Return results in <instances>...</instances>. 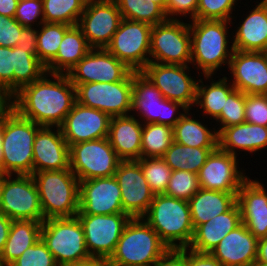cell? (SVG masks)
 I'll return each mask as SVG.
<instances>
[{
    "mask_svg": "<svg viewBox=\"0 0 267 266\" xmlns=\"http://www.w3.org/2000/svg\"><path fill=\"white\" fill-rule=\"evenodd\" d=\"M122 19L114 0H87L78 26L91 48H106Z\"/></svg>",
    "mask_w": 267,
    "mask_h": 266,
    "instance_id": "e0dca14e",
    "label": "cell"
},
{
    "mask_svg": "<svg viewBox=\"0 0 267 266\" xmlns=\"http://www.w3.org/2000/svg\"><path fill=\"white\" fill-rule=\"evenodd\" d=\"M238 0H199L196 19L232 21Z\"/></svg>",
    "mask_w": 267,
    "mask_h": 266,
    "instance_id": "ee69618b",
    "label": "cell"
},
{
    "mask_svg": "<svg viewBox=\"0 0 267 266\" xmlns=\"http://www.w3.org/2000/svg\"><path fill=\"white\" fill-rule=\"evenodd\" d=\"M217 138L218 148L224 152L237 156L239 149L255 154L267 148V127L243 122L223 128Z\"/></svg>",
    "mask_w": 267,
    "mask_h": 266,
    "instance_id": "83f0119b",
    "label": "cell"
},
{
    "mask_svg": "<svg viewBox=\"0 0 267 266\" xmlns=\"http://www.w3.org/2000/svg\"><path fill=\"white\" fill-rule=\"evenodd\" d=\"M228 69L235 89L244 94H267V52L234 50Z\"/></svg>",
    "mask_w": 267,
    "mask_h": 266,
    "instance_id": "603a6c76",
    "label": "cell"
},
{
    "mask_svg": "<svg viewBox=\"0 0 267 266\" xmlns=\"http://www.w3.org/2000/svg\"><path fill=\"white\" fill-rule=\"evenodd\" d=\"M19 0H0V14L14 18Z\"/></svg>",
    "mask_w": 267,
    "mask_h": 266,
    "instance_id": "11a10c76",
    "label": "cell"
},
{
    "mask_svg": "<svg viewBox=\"0 0 267 266\" xmlns=\"http://www.w3.org/2000/svg\"><path fill=\"white\" fill-rule=\"evenodd\" d=\"M68 266H108L107 261H104L98 257H90L88 259L82 260L74 265Z\"/></svg>",
    "mask_w": 267,
    "mask_h": 266,
    "instance_id": "680465c9",
    "label": "cell"
},
{
    "mask_svg": "<svg viewBox=\"0 0 267 266\" xmlns=\"http://www.w3.org/2000/svg\"><path fill=\"white\" fill-rule=\"evenodd\" d=\"M10 266H59L48 250L45 242L40 239L34 245L27 248L26 251Z\"/></svg>",
    "mask_w": 267,
    "mask_h": 266,
    "instance_id": "f6af8a7d",
    "label": "cell"
},
{
    "mask_svg": "<svg viewBox=\"0 0 267 266\" xmlns=\"http://www.w3.org/2000/svg\"><path fill=\"white\" fill-rule=\"evenodd\" d=\"M260 2L267 10V0H261Z\"/></svg>",
    "mask_w": 267,
    "mask_h": 266,
    "instance_id": "6125c7cd",
    "label": "cell"
},
{
    "mask_svg": "<svg viewBox=\"0 0 267 266\" xmlns=\"http://www.w3.org/2000/svg\"><path fill=\"white\" fill-rule=\"evenodd\" d=\"M249 266H267L265 264L259 263L258 261H254L251 265Z\"/></svg>",
    "mask_w": 267,
    "mask_h": 266,
    "instance_id": "94428289",
    "label": "cell"
},
{
    "mask_svg": "<svg viewBox=\"0 0 267 266\" xmlns=\"http://www.w3.org/2000/svg\"><path fill=\"white\" fill-rule=\"evenodd\" d=\"M24 27L12 17L0 14V46L15 47Z\"/></svg>",
    "mask_w": 267,
    "mask_h": 266,
    "instance_id": "c3c4849f",
    "label": "cell"
},
{
    "mask_svg": "<svg viewBox=\"0 0 267 266\" xmlns=\"http://www.w3.org/2000/svg\"><path fill=\"white\" fill-rule=\"evenodd\" d=\"M152 266H187V248H169Z\"/></svg>",
    "mask_w": 267,
    "mask_h": 266,
    "instance_id": "f907efd6",
    "label": "cell"
},
{
    "mask_svg": "<svg viewBox=\"0 0 267 266\" xmlns=\"http://www.w3.org/2000/svg\"><path fill=\"white\" fill-rule=\"evenodd\" d=\"M46 66L37 58L17 46H0V88L10 97L23 86L40 79Z\"/></svg>",
    "mask_w": 267,
    "mask_h": 266,
    "instance_id": "2e32d148",
    "label": "cell"
},
{
    "mask_svg": "<svg viewBox=\"0 0 267 266\" xmlns=\"http://www.w3.org/2000/svg\"><path fill=\"white\" fill-rule=\"evenodd\" d=\"M237 157L218 147L212 151L198 173L200 188L238 193L248 176H245L243 170H238L240 167Z\"/></svg>",
    "mask_w": 267,
    "mask_h": 266,
    "instance_id": "ffe728a7",
    "label": "cell"
},
{
    "mask_svg": "<svg viewBox=\"0 0 267 266\" xmlns=\"http://www.w3.org/2000/svg\"><path fill=\"white\" fill-rule=\"evenodd\" d=\"M258 239L241 223L210 252L224 266H249L257 258Z\"/></svg>",
    "mask_w": 267,
    "mask_h": 266,
    "instance_id": "484cf974",
    "label": "cell"
},
{
    "mask_svg": "<svg viewBox=\"0 0 267 266\" xmlns=\"http://www.w3.org/2000/svg\"><path fill=\"white\" fill-rule=\"evenodd\" d=\"M2 174L0 213L14 220L43 222L38 189L32 175Z\"/></svg>",
    "mask_w": 267,
    "mask_h": 266,
    "instance_id": "7c38bea8",
    "label": "cell"
},
{
    "mask_svg": "<svg viewBox=\"0 0 267 266\" xmlns=\"http://www.w3.org/2000/svg\"><path fill=\"white\" fill-rule=\"evenodd\" d=\"M41 239L59 266L74 265L91 257L77 216L44 220L41 226Z\"/></svg>",
    "mask_w": 267,
    "mask_h": 266,
    "instance_id": "52a82bcc",
    "label": "cell"
},
{
    "mask_svg": "<svg viewBox=\"0 0 267 266\" xmlns=\"http://www.w3.org/2000/svg\"><path fill=\"white\" fill-rule=\"evenodd\" d=\"M69 157L70 170L79 181L114 176L122 161L108 137L71 145Z\"/></svg>",
    "mask_w": 267,
    "mask_h": 266,
    "instance_id": "30bf717a",
    "label": "cell"
},
{
    "mask_svg": "<svg viewBox=\"0 0 267 266\" xmlns=\"http://www.w3.org/2000/svg\"><path fill=\"white\" fill-rule=\"evenodd\" d=\"M138 161L151 191L155 195L164 194L173 171L170 166L162 157L140 158Z\"/></svg>",
    "mask_w": 267,
    "mask_h": 266,
    "instance_id": "60d3db41",
    "label": "cell"
},
{
    "mask_svg": "<svg viewBox=\"0 0 267 266\" xmlns=\"http://www.w3.org/2000/svg\"><path fill=\"white\" fill-rule=\"evenodd\" d=\"M87 0H43V15L46 23L78 25Z\"/></svg>",
    "mask_w": 267,
    "mask_h": 266,
    "instance_id": "f35d334b",
    "label": "cell"
},
{
    "mask_svg": "<svg viewBox=\"0 0 267 266\" xmlns=\"http://www.w3.org/2000/svg\"><path fill=\"white\" fill-rule=\"evenodd\" d=\"M191 21V24L189 22L191 65L199 71L202 70L204 79L209 81L212 75L214 76L218 69L223 67L222 65L227 64L229 67L234 47L229 45L231 42L228 38L230 37L228 25L233 23L225 20Z\"/></svg>",
    "mask_w": 267,
    "mask_h": 266,
    "instance_id": "7a4b0ae2",
    "label": "cell"
},
{
    "mask_svg": "<svg viewBox=\"0 0 267 266\" xmlns=\"http://www.w3.org/2000/svg\"><path fill=\"white\" fill-rule=\"evenodd\" d=\"M245 122L267 127V94H245Z\"/></svg>",
    "mask_w": 267,
    "mask_h": 266,
    "instance_id": "7dc6e473",
    "label": "cell"
},
{
    "mask_svg": "<svg viewBox=\"0 0 267 266\" xmlns=\"http://www.w3.org/2000/svg\"><path fill=\"white\" fill-rule=\"evenodd\" d=\"M168 249L158 233L143 218H131L107 265L152 266Z\"/></svg>",
    "mask_w": 267,
    "mask_h": 266,
    "instance_id": "5b68a950",
    "label": "cell"
},
{
    "mask_svg": "<svg viewBox=\"0 0 267 266\" xmlns=\"http://www.w3.org/2000/svg\"><path fill=\"white\" fill-rule=\"evenodd\" d=\"M199 189L198 174L176 170L172 171L164 195L189 201Z\"/></svg>",
    "mask_w": 267,
    "mask_h": 266,
    "instance_id": "b9f144b4",
    "label": "cell"
},
{
    "mask_svg": "<svg viewBox=\"0 0 267 266\" xmlns=\"http://www.w3.org/2000/svg\"><path fill=\"white\" fill-rule=\"evenodd\" d=\"M227 79L226 76L218 81L211 78L210 85H204L203 79H198L195 105L203 109V116L209 115L214 120L220 116L227 97L235 90Z\"/></svg>",
    "mask_w": 267,
    "mask_h": 266,
    "instance_id": "e575fe53",
    "label": "cell"
},
{
    "mask_svg": "<svg viewBox=\"0 0 267 266\" xmlns=\"http://www.w3.org/2000/svg\"><path fill=\"white\" fill-rule=\"evenodd\" d=\"M45 220L75 217L79 212V180L70 169L32 174Z\"/></svg>",
    "mask_w": 267,
    "mask_h": 266,
    "instance_id": "8992f818",
    "label": "cell"
},
{
    "mask_svg": "<svg viewBox=\"0 0 267 266\" xmlns=\"http://www.w3.org/2000/svg\"><path fill=\"white\" fill-rule=\"evenodd\" d=\"M159 235L168 248H188L194 227L189 203L164 194H156L142 217Z\"/></svg>",
    "mask_w": 267,
    "mask_h": 266,
    "instance_id": "3957f363",
    "label": "cell"
},
{
    "mask_svg": "<svg viewBox=\"0 0 267 266\" xmlns=\"http://www.w3.org/2000/svg\"><path fill=\"white\" fill-rule=\"evenodd\" d=\"M42 222L34 220H14L6 244L1 251L5 266L14 263L27 248L41 239Z\"/></svg>",
    "mask_w": 267,
    "mask_h": 266,
    "instance_id": "d6a6232c",
    "label": "cell"
},
{
    "mask_svg": "<svg viewBox=\"0 0 267 266\" xmlns=\"http://www.w3.org/2000/svg\"><path fill=\"white\" fill-rule=\"evenodd\" d=\"M245 94L235 89L226 100L220 116L216 119L220 127L217 134L226 127L242 124L245 122Z\"/></svg>",
    "mask_w": 267,
    "mask_h": 266,
    "instance_id": "7bdbcfd3",
    "label": "cell"
},
{
    "mask_svg": "<svg viewBox=\"0 0 267 266\" xmlns=\"http://www.w3.org/2000/svg\"><path fill=\"white\" fill-rule=\"evenodd\" d=\"M11 108V97L0 88V120Z\"/></svg>",
    "mask_w": 267,
    "mask_h": 266,
    "instance_id": "9f6ffc18",
    "label": "cell"
},
{
    "mask_svg": "<svg viewBox=\"0 0 267 266\" xmlns=\"http://www.w3.org/2000/svg\"><path fill=\"white\" fill-rule=\"evenodd\" d=\"M132 97V112L135 111L137 117L140 115L142 123L174 127L188 110L180 103L165 99L160 90L141 71H133ZM180 108L184 113L179 112Z\"/></svg>",
    "mask_w": 267,
    "mask_h": 266,
    "instance_id": "ba28073f",
    "label": "cell"
},
{
    "mask_svg": "<svg viewBox=\"0 0 267 266\" xmlns=\"http://www.w3.org/2000/svg\"><path fill=\"white\" fill-rule=\"evenodd\" d=\"M1 188H2V174L0 173V194H1Z\"/></svg>",
    "mask_w": 267,
    "mask_h": 266,
    "instance_id": "be15d7a7",
    "label": "cell"
},
{
    "mask_svg": "<svg viewBox=\"0 0 267 266\" xmlns=\"http://www.w3.org/2000/svg\"><path fill=\"white\" fill-rule=\"evenodd\" d=\"M173 141V127L144 123L141 137V158L163 157Z\"/></svg>",
    "mask_w": 267,
    "mask_h": 266,
    "instance_id": "74e56055",
    "label": "cell"
},
{
    "mask_svg": "<svg viewBox=\"0 0 267 266\" xmlns=\"http://www.w3.org/2000/svg\"><path fill=\"white\" fill-rule=\"evenodd\" d=\"M37 32L38 29L34 27H24L21 30L17 47L24 49L31 55L37 56Z\"/></svg>",
    "mask_w": 267,
    "mask_h": 266,
    "instance_id": "816d5d0a",
    "label": "cell"
},
{
    "mask_svg": "<svg viewBox=\"0 0 267 266\" xmlns=\"http://www.w3.org/2000/svg\"><path fill=\"white\" fill-rule=\"evenodd\" d=\"M187 110L173 127L174 141L189 147L217 148L218 134L216 129H209L207 125L191 117Z\"/></svg>",
    "mask_w": 267,
    "mask_h": 266,
    "instance_id": "836d02e7",
    "label": "cell"
},
{
    "mask_svg": "<svg viewBox=\"0 0 267 266\" xmlns=\"http://www.w3.org/2000/svg\"><path fill=\"white\" fill-rule=\"evenodd\" d=\"M0 266H5L4 263L2 262L1 252H0Z\"/></svg>",
    "mask_w": 267,
    "mask_h": 266,
    "instance_id": "e7e4bbea",
    "label": "cell"
},
{
    "mask_svg": "<svg viewBox=\"0 0 267 266\" xmlns=\"http://www.w3.org/2000/svg\"><path fill=\"white\" fill-rule=\"evenodd\" d=\"M241 215L236 203L229 211L210 219L207 223L198 225L189 249L197 252H211L219 242L232 230L241 224Z\"/></svg>",
    "mask_w": 267,
    "mask_h": 266,
    "instance_id": "f546056e",
    "label": "cell"
},
{
    "mask_svg": "<svg viewBox=\"0 0 267 266\" xmlns=\"http://www.w3.org/2000/svg\"><path fill=\"white\" fill-rule=\"evenodd\" d=\"M194 229L229 211L237 203V193L200 188L188 201Z\"/></svg>",
    "mask_w": 267,
    "mask_h": 266,
    "instance_id": "4dcf8cb0",
    "label": "cell"
},
{
    "mask_svg": "<svg viewBox=\"0 0 267 266\" xmlns=\"http://www.w3.org/2000/svg\"><path fill=\"white\" fill-rule=\"evenodd\" d=\"M76 216L82 225L85 245L90 256L108 261L115 252L125 225L131 218L125 213Z\"/></svg>",
    "mask_w": 267,
    "mask_h": 266,
    "instance_id": "5bb4252c",
    "label": "cell"
},
{
    "mask_svg": "<svg viewBox=\"0 0 267 266\" xmlns=\"http://www.w3.org/2000/svg\"><path fill=\"white\" fill-rule=\"evenodd\" d=\"M150 62L190 65L191 35L189 23L177 19L154 25L150 39Z\"/></svg>",
    "mask_w": 267,
    "mask_h": 266,
    "instance_id": "9c48e42d",
    "label": "cell"
},
{
    "mask_svg": "<svg viewBox=\"0 0 267 266\" xmlns=\"http://www.w3.org/2000/svg\"><path fill=\"white\" fill-rule=\"evenodd\" d=\"M63 169H70V157L60 127L41 126L33 144V173Z\"/></svg>",
    "mask_w": 267,
    "mask_h": 266,
    "instance_id": "cb8c5ba5",
    "label": "cell"
},
{
    "mask_svg": "<svg viewBox=\"0 0 267 266\" xmlns=\"http://www.w3.org/2000/svg\"><path fill=\"white\" fill-rule=\"evenodd\" d=\"M14 18L23 27H33L34 24L37 25L35 27L40 26L44 22L43 0H20Z\"/></svg>",
    "mask_w": 267,
    "mask_h": 266,
    "instance_id": "bcb514c9",
    "label": "cell"
},
{
    "mask_svg": "<svg viewBox=\"0 0 267 266\" xmlns=\"http://www.w3.org/2000/svg\"><path fill=\"white\" fill-rule=\"evenodd\" d=\"M2 135H3V117L0 120V173L2 174Z\"/></svg>",
    "mask_w": 267,
    "mask_h": 266,
    "instance_id": "91938a15",
    "label": "cell"
},
{
    "mask_svg": "<svg viewBox=\"0 0 267 266\" xmlns=\"http://www.w3.org/2000/svg\"><path fill=\"white\" fill-rule=\"evenodd\" d=\"M12 221V219L0 213V252L8 239Z\"/></svg>",
    "mask_w": 267,
    "mask_h": 266,
    "instance_id": "db71d44e",
    "label": "cell"
},
{
    "mask_svg": "<svg viewBox=\"0 0 267 266\" xmlns=\"http://www.w3.org/2000/svg\"><path fill=\"white\" fill-rule=\"evenodd\" d=\"M132 70L105 48H92L67 76L77 87L84 83L122 81Z\"/></svg>",
    "mask_w": 267,
    "mask_h": 266,
    "instance_id": "ac0fdd59",
    "label": "cell"
},
{
    "mask_svg": "<svg viewBox=\"0 0 267 266\" xmlns=\"http://www.w3.org/2000/svg\"><path fill=\"white\" fill-rule=\"evenodd\" d=\"M124 213L121 190L115 176L79 181L77 214L110 215Z\"/></svg>",
    "mask_w": 267,
    "mask_h": 266,
    "instance_id": "44dd1931",
    "label": "cell"
},
{
    "mask_svg": "<svg viewBox=\"0 0 267 266\" xmlns=\"http://www.w3.org/2000/svg\"><path fill=\"white\" fill-rule=\"evenodd\" d=\"M152 25L122 19L106 50L135 72L150 62Z\"/></svg>",
    "mask_w": 267,
    "mask_h": 266,
    "instance_id": "4fadbf2b",
    "label": "cell"
},
{
    "mask_svg": "<svg viewBox=\"0 0 267 266\" xmlns=\"http://www.w3.org/2000/svg\"><path fill=\"white\" fill-rule=\"evenodd\" d=\"M187 266H224L209 252H197L187 248Z\"/></svg>",
    "mask_w": 267,
    "mask_h": 266,
    "instance_id": "f5cc1de1",
    "label": "cell"
},
{
    "mask_svg": "<svg viewBox=\"0 0 267 266\" xmlns=\"http://www.w3.org/2000/svg\"><path fill=\"white\" fill-rule=\"evenodd\" d=\"M123 19L152 26L166 21V0H114Z\"/></svg>",
    "mask_w": 267,
    "mask_h": 266,
    "instance_id": "d590c367",
    "label": "cell"
},
{
    "mask_svg": "<svg viewBox=\"0 0 267 266\" xmlns=\"http://www.w3.org/2000/svg\"><path fill=\"white\" fill-rule=\"evenodd\" d=\"M121 190L122 207L130 218H142L154 198L138 160L121 161L115 172Z\"/></svg>",
    "mask_w": 267,
    "mask_h": 266,
    "instance_id": "d6986e66",
    "label": "cell"
},
{
    "mask_svg": "<svg viewBox=\"0 0 267 266\" xmlns=\"http://www.w3.org/2000/svg\"><path fill=\"white\" fill-rule=\"evenodd\" d=\"M75 102L76 87L67 74L48 72L11 97L12 108L21 117L47 127H60Z\"/></svg>",
    "mask_w": 267,
    "mask_h": 266,
    "instance_id": "6da1fadb",
    "label": "cell"
},
{
    "mask_svg": "<svg viewBox=\"0 0 267 266\" xmlns=\"http://www.w3.org/2000/svg\"><path fill=\"white\" fill-rule=\"evenodd\" d=\"M143 123L133 114L111 117L108 139L122 161L141 158Z\"/></svg>",
    "mask_w": 267,
    "mask_h": 266,
    "instance_id": "4316f807",
    "label": "cell"
},
{
    "mask_svg": "<svg viewBox=\"0 0 267 266\" xmlns=\"http://www.w3.org/2000/svg\"><path fill=\"white\" fill-rule=\"evenodd\" d=\"M241 222L259 240L267 237V191L258 180L249 177L237 193Z\"/></svg>",
    "mask_w": 267,
    "mask_h": 266,
    "instance_id": "d4e9b609",
    "label": "cell"
},
{
    "mask_svg": "<svg viewBox=\"0 0 267 266\" xmlns=\"http://www.w3.org/2000/svg\"><path fill=\"white\" fill-rule=\"evenodd\" d=\"M40 127L13 108L3 116L2 174H33V144Z\"/></svg>",
    "mask_w": 267,
    "mask_h": 266,
    "instance_id": "277c9868",
    "label": "cell"
},
{
    "mask_svg": "<svg viewBox=\"0 0 267 266\" xmlns=\"http://www.w3.org/2000/svg\"><path fill=\"white\" fill-rule=\"evenodd\" d=\"M40 26L37 32V58L47 66L56 57L65 32L71 25L43 22Z\"/></svg>",
    "mask_w": 267,
    "mask_h": 266,
    "instance_id": "ab89813d",
    "label": "cell"
},
{
    "mask_svg": "<svg viewBox=\"0 0 267 266\" xmlns=\"http://www.w3.org/2000/svg\"><path fill=\"white\" fill-rule=\"evenodd\" d=\"M110 119L105 112L75 102L60 129L70 147L76 143L108 137Z\"/></svg>",
    "mask_w": 267,
    "mask_h": 266,
    "instance_id": "7402d4cb",
    "label": "cell"
},
{
    "mask_svg": "<svg viewBox=\"0 0 267 266\" xmlns=\"http://www.w3.org/2000/svg\"><path fill=\"white\" fill-rule=\"evenodd\" d=\"M250 14L239 22L233 35L234 50L245 52H267V10L256 2Z\"/></svg>",
    "mask_w": 267,
    "mask_h": 266,
    "instance_id": "f1b7e54d",
    "label": "cell"
},
{
    "mask_svg": "<svg viewBox=\"0 0 267 266\" xmlns=\"http://www.w3.org/2000/svg\"><path fill=\"white\" fill-rule=\"evenodd\" d=\"M215 149L189 147L173 141L162 158L173 171L184 170L198 174L207 157Z\"/></svg>",
    "mask_w": 267,
    "mask_h": 266,
    "instance_id": "8d00e7d4",
    "label": "cell"
},
{
    "mask_svg": "<svg viewBox=\"0 0 267 266\" xmlns=\"http://www.w3.org/2000/svg\"><path fill=\"white\" fill-rule=\"evenodd\" d=\"M133 71L122 81L114 83L92 82L76 87V102L98 109L110 117L130 115L132 111Z\"/></svg>",
    "mask_w": 267,
    "mask_h": 266,
    "instance_id": "8fae6325",
    "label": "cell"
},
{
    "mask_svg": "<svg viewBox=\"0 0 267 266\" xmlns=\"http://www.w3.org/2000/svg\"><path fill=\"white\" fill-rule=\"evenodd\" d=\"M198 3L199 0H166V17L177 20L178 16L179 19H182L181 16L186 18L189 15L190 19H196Z\"/></svg>",
    "mask_w": 267,
    "mask_h": 266,
    "instance_id": "681fc988",
    "label": "cell"
},
{
    "mask_svg": "<svg viewBox=\"0 0 267 266\" xmlns=\"http://www.w3.org/2000/svg\"><path fill=\"white\" fill-rule=\"evenodd\" d=\"M91 49L81 28L71 26L65 32L56 57L46 66V71L67 74Z\"/></svg>",
    "mask_w": 267,
    "mask_h": 266,
    "instance_id": "1f68e13d",
    "label": "cell"
},
{
    "mask_svg": "<svg viewBox=\"0 0 267 266\" xmlns=\"http://www.w3.org/2000/svg\"><path fill=\"white\" fill-rule=\"evenodd\" d=\"M141 72L160 90L165 99L180 103L188 110L195 107L198 81L189 74V65L149 62Z\"/></svg>",
    "mask_w": 267,
    "mask_h": 266,
    "instance_id": "9a60e30c",
    "label": "cell"
},
{
    "mask_svg": "<svg viewBox=\"0 0 267 266\" xmlns=\"http://www.w3.org/2000/svg\"><path fill=\"white\" fill-rule=\"evenodd\" d=\"M256 261L267 265V237L258 240Z\"/></svg>",
    "mask_w": 267,
    "mask_h": 266,
    "instance_id": "6f0895ef",
    "label": "cell"
}]
</instances>
